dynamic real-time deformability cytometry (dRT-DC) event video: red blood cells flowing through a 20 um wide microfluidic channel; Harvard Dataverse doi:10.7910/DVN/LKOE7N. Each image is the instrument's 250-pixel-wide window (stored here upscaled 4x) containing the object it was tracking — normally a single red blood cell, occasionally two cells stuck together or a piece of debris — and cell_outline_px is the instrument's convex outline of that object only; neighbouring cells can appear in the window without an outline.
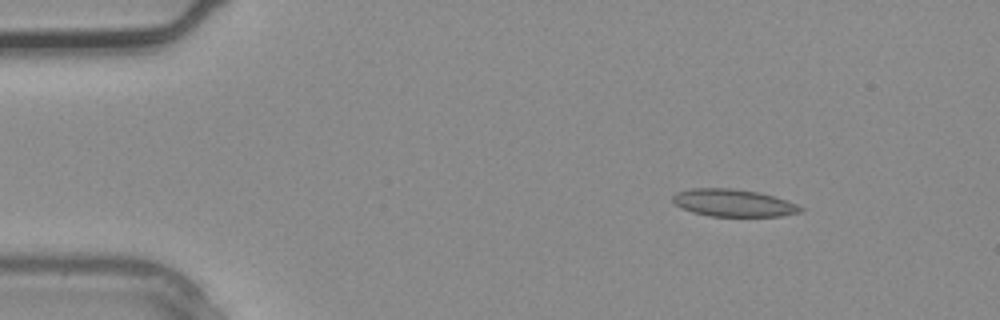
{"species": "common noctule bat (a hibernating species)", "species_latin": "Nyctalus noctula", "temperature_condition": "warm", "stored_images_in_passage": 3, "camera_frame_rate_fps": 3000, "um_per_image_px": 0.085, "animal": {"sex": "male", "body_mass_g": 20.4}, "frame": {"image": 1, "passage_image": 1, "time_ms": 0.0, "image_size_px": [1000, 320], "cell_outline_px": [[804, 208], [800, 212], [780, 216], [708, 216], [692, 212], [680, 208], [672, 200], [672, 196], [676, 192], [692, 188], [732, 188], [760, 192], [796, 204]], "centroid_in_image_um": [62.29, 17.24], "position_along_channel_um": 22.7, "area_um2": 20.35}}